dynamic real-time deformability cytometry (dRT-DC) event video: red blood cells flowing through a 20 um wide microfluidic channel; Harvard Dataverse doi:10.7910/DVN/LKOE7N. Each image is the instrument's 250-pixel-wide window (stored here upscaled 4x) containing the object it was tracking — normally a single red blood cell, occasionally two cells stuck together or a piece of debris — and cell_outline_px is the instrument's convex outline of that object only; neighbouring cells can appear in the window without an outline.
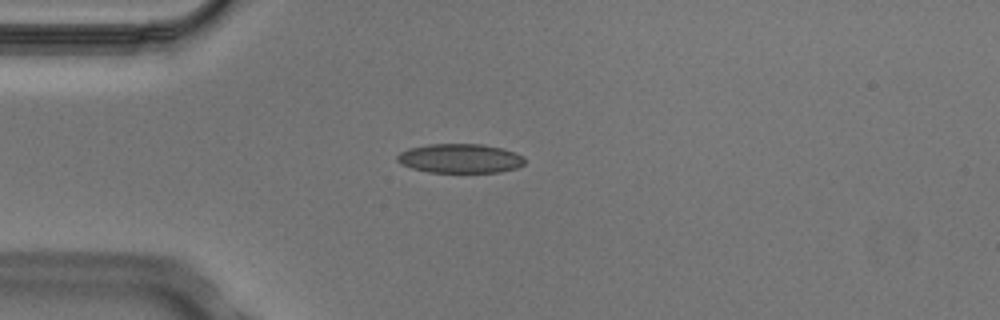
{"species": "Egyptian fruit bat (a non-hibernating species)", "species_latin": "Rousettus aegyptiacus", "temperature_condition": "cold", "stored_images_in_passage": 3, "camera_frame_rate_fps": 3000, "um_per_image_px": 0.085, "animal": {"sex": "male"}, "frame": {"image": 1, "passage_image": 2, "time_ms": 0.333, "image_size_px": [1000, 320], "cell_outline_px": [[524, 164], [516, 168], [500, 172], [428, 172], [412, 168], [400, 164], [396, 160], [396, 156], [400, 152], [408, 148], [428, 144], [480, 144], [500, 148], [516, 152], [524, 156]], "centroid_in_image_um": [39.08, 13.46], "position_along_channel_um": 45.9, "area_um2": 21.79}}